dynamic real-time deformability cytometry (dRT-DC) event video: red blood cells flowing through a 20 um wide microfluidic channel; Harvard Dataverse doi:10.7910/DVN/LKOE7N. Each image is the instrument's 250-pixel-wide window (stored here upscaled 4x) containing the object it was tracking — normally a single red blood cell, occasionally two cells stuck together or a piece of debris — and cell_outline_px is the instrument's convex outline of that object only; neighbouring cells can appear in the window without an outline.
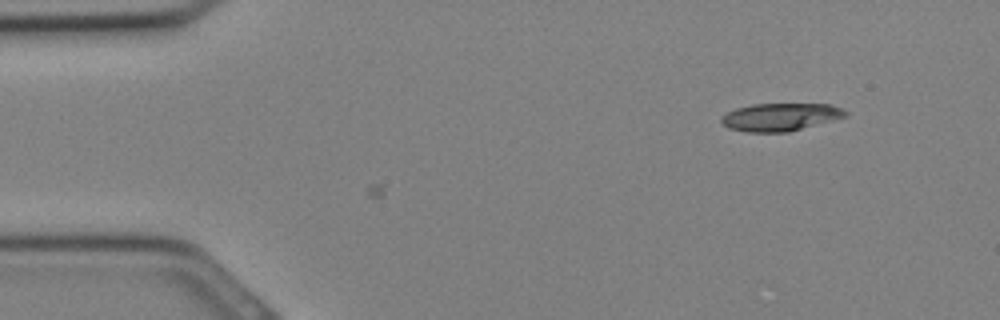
{"species": "Egyptian fruit bat (a non-hibernating species)", "species_latin": "Rousettus aegyptiacus", "temperature_condition": "cold", "stored_images_in_passage": 2, "camera_frame_rate_fps": 3000, "um_per_image_px": 0.085, "animal": {"sex": "female"}, "frame": {"image": 1, "passage_image": 1, "time_ms": 0.0, "image_size_px": [1000, 320], "cell_outline_px": [[848, 116], [788, 132], [748, 132], [728, 128], [720, 120], [720, 116], [736, 108], [752, 104], [828, 104], [840, 108], [848, 112]], "centroid_in_image_um": [66.31, 9.94], "position_along_channel_um": 18.7, "area_um2": 20.0}}